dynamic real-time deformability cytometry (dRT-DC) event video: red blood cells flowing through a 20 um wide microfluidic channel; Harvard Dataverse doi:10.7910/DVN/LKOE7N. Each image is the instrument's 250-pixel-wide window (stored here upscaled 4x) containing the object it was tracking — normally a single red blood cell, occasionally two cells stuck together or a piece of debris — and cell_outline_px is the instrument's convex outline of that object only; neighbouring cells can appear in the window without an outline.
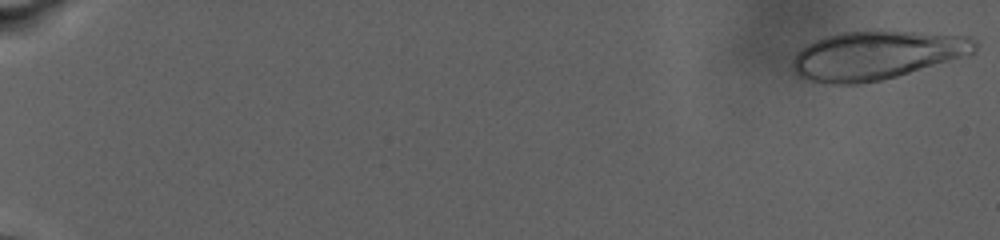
{"species": "human", "species_latin": "Homo sapiens", "temperature_condition": "warm", "stored_images_in_passage": 15, "camera_frame_rate_fps": 3000, "um_per_image_px": 0.085, "donor": {"sex": "male"}, "frame": {"image": 1, "passage_image": 1, "time_ms": 0.0, "image_size_px": [1000, 240], "cell_outline_px": [[976, 52], [884, 80], [860, 84], [824, 84], [804, 80], [792, 68], [792, 60], [808, 44], [824, 36], [844, 32], [916, 32], [968, 36], [976, 40]], "centroid_in_image_um": [74.48, 4.72], "position_along_channel_um": 10.5, "area_um2": 51.04}}